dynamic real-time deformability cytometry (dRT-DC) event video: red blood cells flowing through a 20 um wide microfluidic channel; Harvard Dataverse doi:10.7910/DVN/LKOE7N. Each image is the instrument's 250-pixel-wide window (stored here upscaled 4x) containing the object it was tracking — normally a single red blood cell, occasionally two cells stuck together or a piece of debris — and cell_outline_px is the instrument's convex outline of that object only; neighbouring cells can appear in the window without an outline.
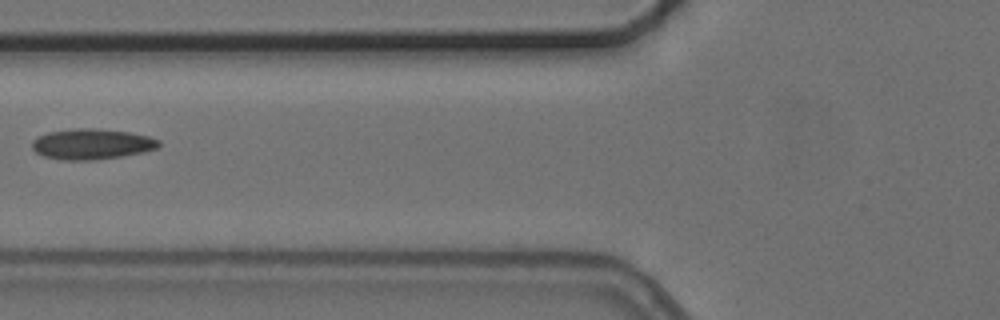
{"species": "common noctule bat (a hibernating species)", "species_latin": "Nyctalus noctula", "temperature_condition": "cold", "stored_images_in_passage": 8, "camera_frame_rate_fps": 3000, "um_per_image_px": 0.085, "animal": {"sex": "female", "body_mass_g": 24.6, "forearm_length_mm": 56.2}, "frame": {"image": 1, "passage_image": 7, "time_ms": 7.0, "image_size_px": [1000, 320], "cell_outline_px": [[160, 144], [156, 148], [144, 152], [120, 156], [92, 160], [64, 160], [44, 156], [36, 152], [32, 148], [32, 140], [36, 136], [48, 132], [76, 128], [96, 128], [128, 132], [148, 136], [160, 140]], "centroid_in_image_um": [7.77, 12.24], "position_along_channel_um": 118.0, "area_um2": 22.54}}
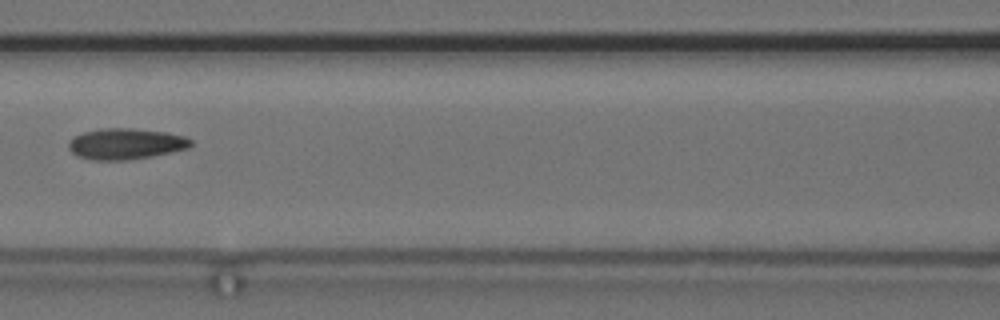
{"frame": {"image": 2, "passage_image": 8, "time_ms": 8.0, "image_size_px": [1000, 320], "cell_outline_px": [[192, 144], [188, 148], [172, 152], [152, 156], [124, 160], [92, 160], [76, 156], [68, 148], [68, 144], [76, 136], [84, 132], [100, 128], [132, 128], [168, 132], [184, 136], [192, 140]], "centroid_in_image_um": [10.7, 12.22], "position_along_channel_um": 155.9, "area_um2": 22.08}}